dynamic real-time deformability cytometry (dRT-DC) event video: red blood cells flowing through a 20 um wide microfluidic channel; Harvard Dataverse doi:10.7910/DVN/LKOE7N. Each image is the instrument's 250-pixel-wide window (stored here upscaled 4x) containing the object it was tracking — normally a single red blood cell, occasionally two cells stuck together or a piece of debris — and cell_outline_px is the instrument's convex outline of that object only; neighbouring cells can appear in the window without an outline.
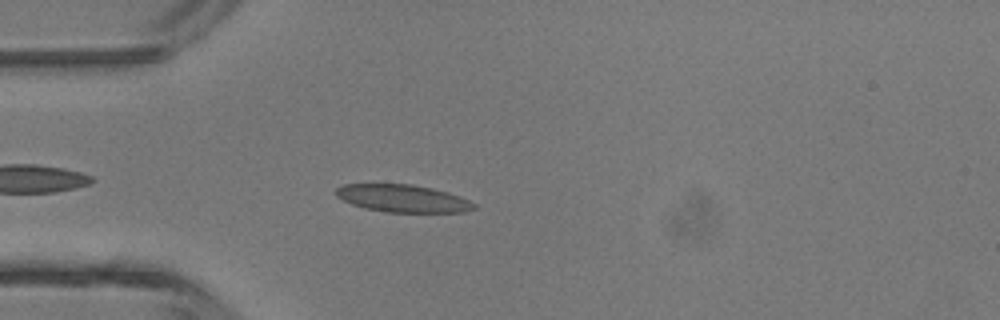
{"species": "common noctule bat (a hibernating species)", "species_latin": "Nyctalus noctula", "temperature_condition": "room temperature", "stored_images_in_passage": 2, "camera_frame_rate_fps": 3000, "um_per_image_px": 0.085, "animal": {"sex": "male", "body_mass_g": 13.3}, "frame": {"image": 1, "passage_image": 2, "time_ms": 2.0, "image_size_px": [1000, 320], "cell_outline_px": [[476, 208], [464, 212], [388, 212], [364, 208], [352, 204], [336, 196], [336, 188], [344, 184], [412, 184], [432, 188], [448, 192], [460, 196], [476, 204]], "centroid_in_image_um": [34.25, 16.86], "position_along_channel_um": 50.7, "area_um2": 22.08}}